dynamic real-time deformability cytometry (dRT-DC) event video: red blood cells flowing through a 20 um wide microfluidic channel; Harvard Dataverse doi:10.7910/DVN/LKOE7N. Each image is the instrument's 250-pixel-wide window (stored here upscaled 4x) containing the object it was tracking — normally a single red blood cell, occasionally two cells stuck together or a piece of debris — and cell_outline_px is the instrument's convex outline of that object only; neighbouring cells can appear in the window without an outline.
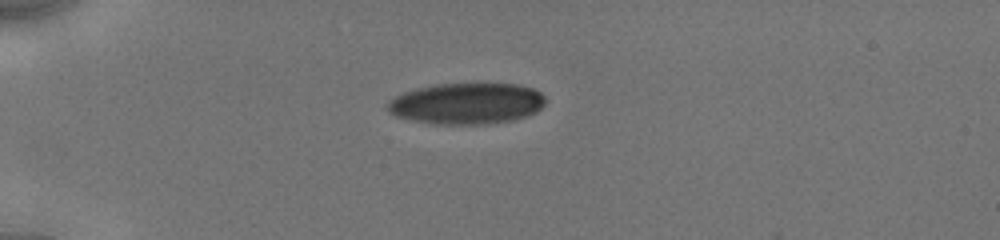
{"species": "human", "species_latin": "Homo sapiens", "temperature_condition": "cold", "stored_images_in_passage": 3, "camera_frame_rate_fps": 3000, "um_per_image_px": 0.085, "donor": {"sex": "male"}, "frame": {"image": 1, "passage_image": 1, "time_ms": 0.0, "image_size_px": [1000, 240], "cell_outline_px": [[544, 104], [536, 112], [528, 116], [512, 120], [484, 124], [436, 124], [412, 120], [396, 116], [388, 112], [384, 108], [384, 104], [388, 100], [404, 92], [416, 88], [436, 84], [476, 80], [520, 84], [532, 88], [540, 92], [544, 96]], "centroid_in_image_um": [39.66, 8.74], "position_along_channel_um": 45.3, "area_um2": 39.3}}
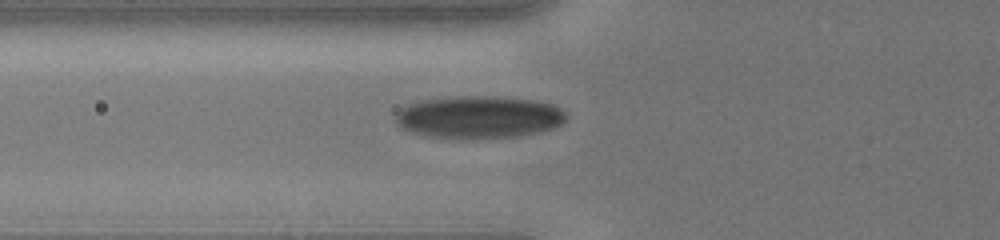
{"frame": {"image": 2, "passage_image": 3, "time_ms": 2.0, "image_size_px": [1000, 240], "cell_outline_px": [[568, 116], [560, 124], [552, 128], [540, 132], [520, 136], [464, 140], [456, 140], [424, 136], [412, 132], [396, 124], [396, 112], [400, 108], [408, 104], [420, 100], [448, 96], [500, 96], [536, 100], [552, 104], [560, 108]], "centroid_in_image_um": [40.67, 9.96], "position_along_channel_um": 85.1, "area_um2": 43.18}}